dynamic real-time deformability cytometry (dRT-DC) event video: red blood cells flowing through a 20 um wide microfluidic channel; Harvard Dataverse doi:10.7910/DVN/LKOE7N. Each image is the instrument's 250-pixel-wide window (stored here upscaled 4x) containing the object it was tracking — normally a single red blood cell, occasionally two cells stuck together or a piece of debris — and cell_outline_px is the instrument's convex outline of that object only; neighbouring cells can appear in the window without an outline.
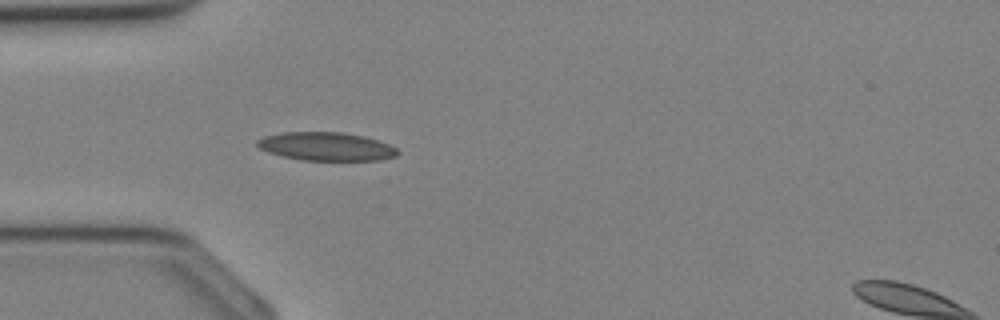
{"species": "Egyptian fruit bat (a non-hibernating species)", "species_latin": "Rousettus aegyptiacus", "temperature_condition": "cold", "stored_images_in_passage": 22, "camera_frame_rate_fps": 3000, "um_per_image_px": 0.085, "animal": {"sex": "female"}, "frame": {"image": 1, "passage_image": 2, "time_ms": 0.333, "image_size_px": [1000, 320], "cell_outline_px": [[400, 152], [396, 156], [380, 160], [304, 160], [284, 156], [268, 152], [260, 148], [256, 144], [256, 140], [264, 136], [284, 132], [340, 132], [364, 136], [380, 140], [396, 148]], "centroid_in_image_um": [27.75, 12.44], "position_along_channel_um": 57.2, "area_um2": 23.18}}
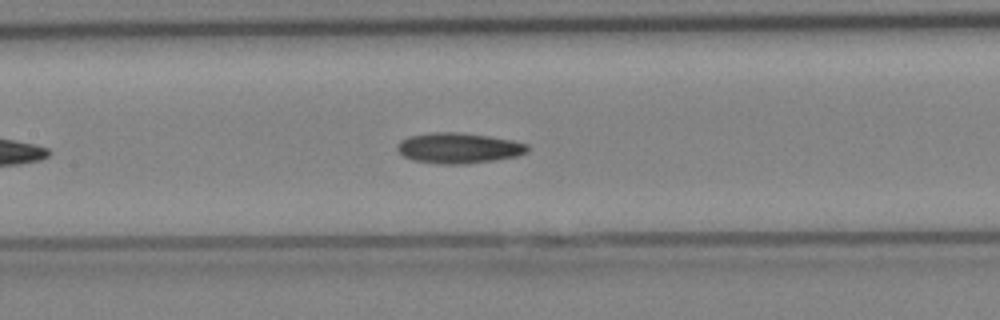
{"frame": {"image": 2, "passage_image": 8, "time_ms": 2.333, "image_size_px": [1000, 320], "cell_outline_px": [[528, 152], [516, 156], [492, 160], [464, 164], [444, 164], [412, 160], [404, 156], [396, 148], [396, 144], [400, 140], [408, 136], [428, 132], [456, 132], [488, 136], [512, 140], [528, 144]], "centroid_in_image_um": [38.94, 12.57], "position_along_channel_um": 168.5, "area_um2": 23.12}}
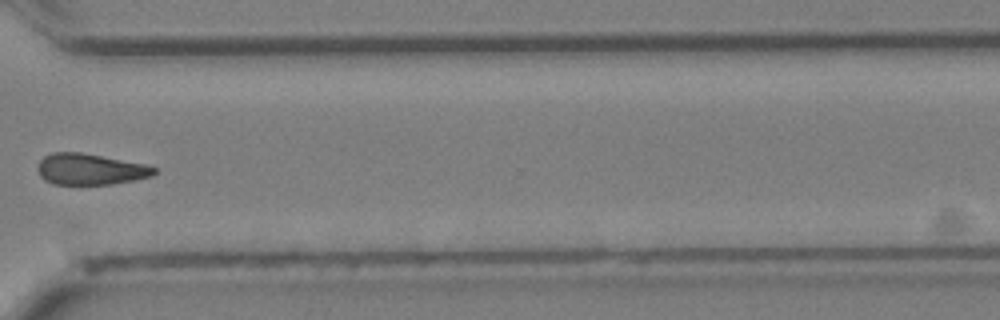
{"frame": {"image": 3, "passage_image": 18, "time_ms": 5.667, "image_size_px": [1000, 320], "cell_outline_px": [[156, 172], [152, 176], [112, 184], [52, 184], [44, 180], [40, 176], [36, 168], [40, 160], [44, 156], [52, 152], [80, 152], [144, 164], [156, 168]], "centroid_in_image_um": [7.61, 14.38], "position_along_channel_um": 363.0, "area_um2": 21.04}}